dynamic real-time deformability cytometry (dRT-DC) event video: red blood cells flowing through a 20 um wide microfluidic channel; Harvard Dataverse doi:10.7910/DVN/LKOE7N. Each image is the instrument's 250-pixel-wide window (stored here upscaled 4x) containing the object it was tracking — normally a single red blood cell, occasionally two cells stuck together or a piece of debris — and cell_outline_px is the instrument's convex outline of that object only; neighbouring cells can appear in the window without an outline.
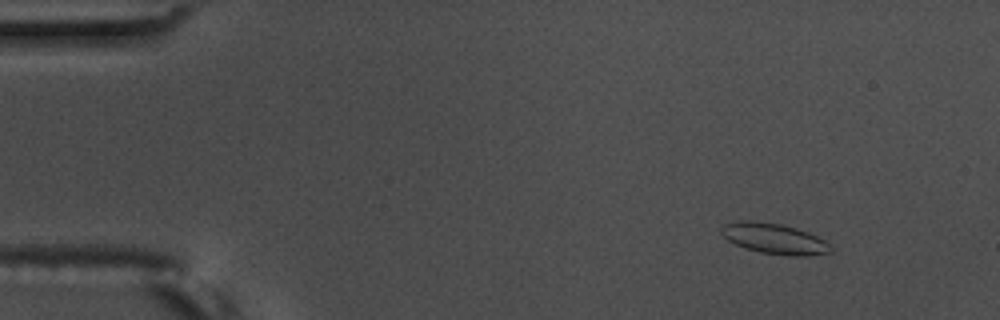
{"species": "common noctule bat (a hibernating species)", "species_latin": "Nyctalus noctula", "temperature_condition": "warm", "stored_images_in_passage": 58, "camera_frame_rate_fps": 3000, "um_per_image_px": 0.085, "animal": {"sex": "male", "body_mass_g": 17.5, "forearm_length_mm": 52.3}, "frame": {"image": 1, "passage_image": 7, "time_ms": 2.0, "image_size_px": [1000, 320], "cell_outline_px": [[832, 252], [808, 256], [788, 256], [760, 252], [744, 248], [728, 240], [720, 232], [720, 228], [724, 224], [740, 220], [752, 220], [780, 224], [796, 228], [808, 232], [824, 240], [832, 248]], "centroid_in_image_um": [65.8, 20.29], "position_along_channel_um": 19.2, "area_um2": 19.54}}
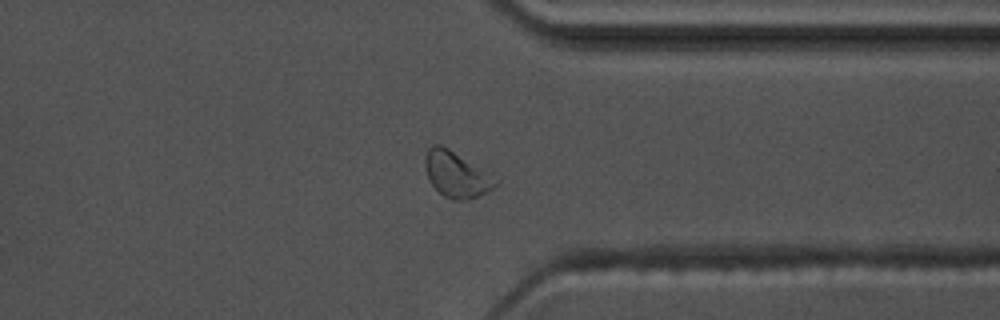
{"frame": {"image": 2, "passage_image": 45, "time_ms": 14.667, "image_size_px": [1000, 320], "cell_outline_px": [[500, 180], [492, 188], [468, 200], [452, 200], [444, 196], [432, 184], [428, 176], [424, 164], [424, 160], [428, 148], [432, 144], [440, 144], [448, 148], [492, 172]], "centroid_in_image_um": [38.83, 14.8], "position_along_channel_um": 372.6, "area_um2": 18.96}}
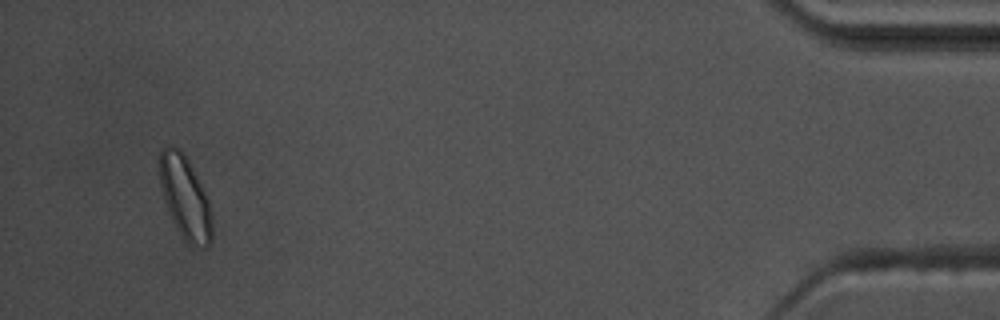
{"frame": {"image": 3, "passage_image": 55, "time_ms": 18.0, "image_size_px": [1000, 320], "cell_outline_px": [[212, 240], [208, 248], [204, 248], [188, 244], [184, 240], [176, 228], [172, 220], [164, 200], [160, 184], [160, 148], [168, 144], [180, 148], [196, 176], [208, 200], [212, 212]], "centroid_in_image_um": [15.74, 16.83], "position_along_channel_um": 419.5, "area_um2": 25.26}, "authors_computed_cell_mechanics": {"area_um2": 18.4671, "velocity_mm_per_s": 3.6045, "shape_relaxation_time_tau1_ms": null, "shape_relaxation_time_tau2_ms": 1.8144, "deformation_change_tau1": null, "deformation_change_tau2": 0.0712}}